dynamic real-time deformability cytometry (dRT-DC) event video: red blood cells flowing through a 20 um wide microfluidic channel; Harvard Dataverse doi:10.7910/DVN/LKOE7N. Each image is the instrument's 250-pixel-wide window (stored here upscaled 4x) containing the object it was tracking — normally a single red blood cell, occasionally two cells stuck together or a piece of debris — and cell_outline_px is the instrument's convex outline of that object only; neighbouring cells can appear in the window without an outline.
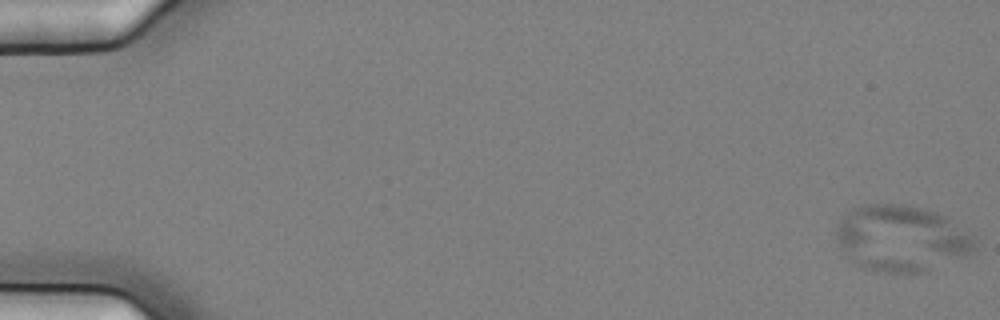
{"species": "common noctule bat (a hibernating species)", "species_latin": "Nyctalus noctula", "temperature_condition": "cold", "stored_images_in_passage": 57, "camera_frame_rate_fps": 3000, "um_per_image_px": 0.085, "animal": {"sex": "female", "body_mass_g": 25.1}, "frame": {"image": 1, "passage_image": 1, "time_ms": 0.0, "image_size_px": [1000, 320], "cell_outline_px": [[976, 248], [968, 256], [928, 272], [888, 272], [864, 268], [844, 252], [840, 248], [836, 236], [836, 228], [840, 220], [852, 208], [864, 204], [900, 204], [920, 208], [936, 212], [948, 216], [968, 232], [976, 240]], "centroid_in_image_um": [76.68, 20.26], "position_along_channel_um": 8.3, "area_um2": 53.52}}
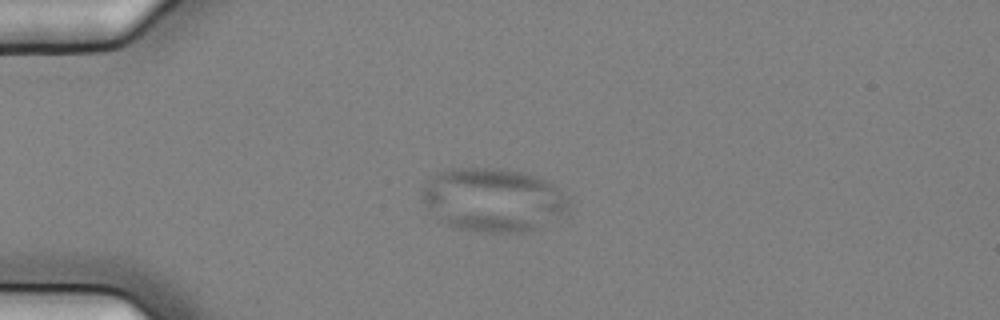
{"frame": {"image": 2, "passage_image": 15, "time_ms": 4.667, "image_size_px": [1000, 320], "cell_outline_px": [[568, 216], [536, 228], [524, 232], [488, 232], [456, 228], [448, 224], [436, 216], [428, 208], [420, 196], [420, 188], [436, 172], [448, 168], [496, 168], [524, 172], [548, 180], [568, 200]], "centroid_in_image_um": [41.92, 16.97], "position_along_channel_um": 43.1, "area_um2": 54.68}}
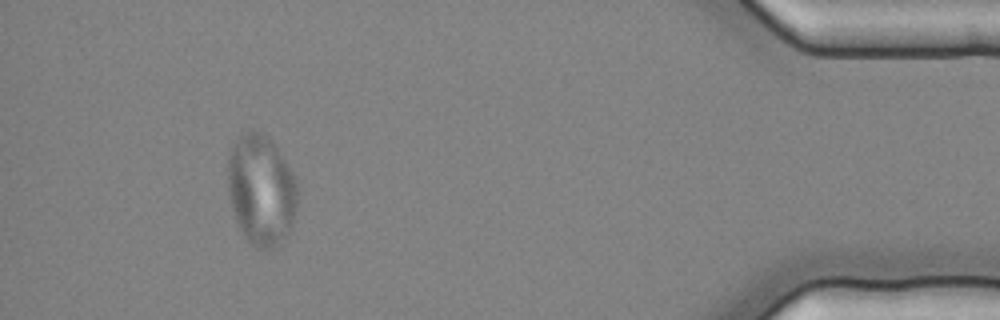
{"frame": {"image": 3, "passage_image": 53, "time_ms": 17.333, "image_size_px": [1000, 320], "cell_outline_px": [[300, 188], [296, 208], [292, 224], [288, 232], [272, 248], [256, 248], [244, 236], [236, 220], [232, 208], [228, 192], [228, 156], [232, 144], [252, 128], [264, 132], [276, 144], [292, 172]], "centroid_in_image_um": [22.21, 16.09], "position_along_channel_um": 413.0, "area_um2": 45.2}}